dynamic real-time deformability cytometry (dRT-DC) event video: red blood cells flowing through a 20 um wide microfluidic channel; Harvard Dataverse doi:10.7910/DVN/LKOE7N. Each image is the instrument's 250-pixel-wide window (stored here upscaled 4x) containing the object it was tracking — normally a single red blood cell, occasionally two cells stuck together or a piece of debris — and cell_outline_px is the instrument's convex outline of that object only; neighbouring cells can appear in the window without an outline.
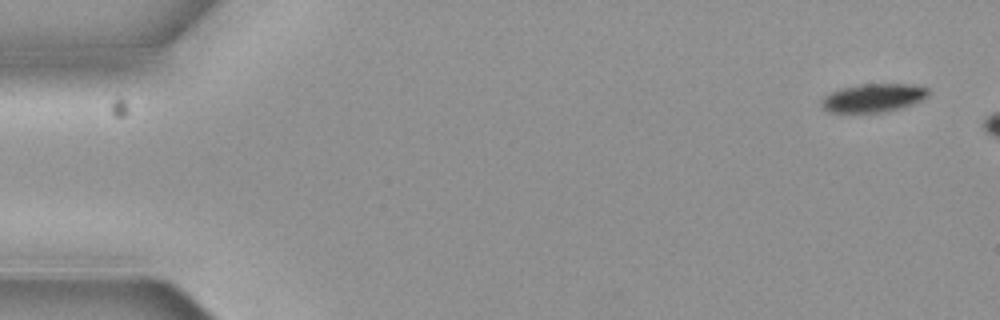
{"species": "common noctule bat (a hibernating species)", "species_latin": "Nyctalus noctula", "temperature_condition": "cold", "stored_images_in_passage": 4, "camera_frame_rate_fps": 3000, "um_per_image_px": 0.085, "animal": {"sex": "female", "body_mass_g": 19.3, "forearm_length_mm": 54.1}, "frame": {"image": 1, "passage_image": 1, "time_ms": 0.0, "image_size_px": [1000, 320], "cell_outline_px": [[928, 96], [920, 100], [896, 108], [880, 112], [832, 112], [824, 108], [820, 104], [820, 100], [824, 96], [840, 88], [856, 84], [912, 84], [928, 88]], "centroid_in_image_um": [74.18, 8.29], "position_along_channel_um": 10.8, "area_um2": 17.34}}